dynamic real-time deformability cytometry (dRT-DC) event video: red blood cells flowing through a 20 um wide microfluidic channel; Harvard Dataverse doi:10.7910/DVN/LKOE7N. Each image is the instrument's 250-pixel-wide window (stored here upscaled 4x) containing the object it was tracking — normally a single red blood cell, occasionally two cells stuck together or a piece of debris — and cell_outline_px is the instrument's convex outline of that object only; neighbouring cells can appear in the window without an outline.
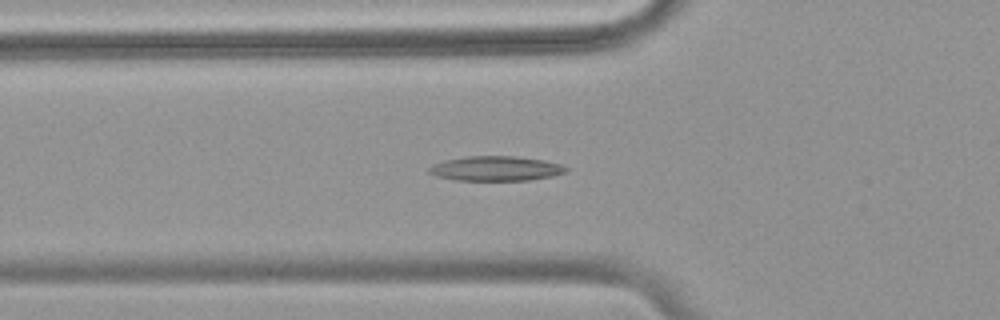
{"species": "common noctule bat (a hibernating species)", "species_latin": "Nyctalus noctula", "temperature_condition": "warm", "stored_images_in_passage": 39, "camera_frame_rate_fps": 3000, "um_per_image_px": 0.085, "animal": {"sex": "female", "body_mass_g": 18.4}, "frame": {"image": 1, "passage_image": 4, "time_ms": 1.0, "image_size_px": [1000, 320], "cell_outline_px": [[568, 172], [552, 176], [528, 180], [456, 180], [436, 176], [428, 172], [428, 168], [444, 160], [468, 156], [516, 156], [544, 160], [560, 164], [568, 168]], "centroid_in_image_um": [42.17, 14.32], "position_along_channel_um": 83.6, "area_um2": 19.65}}
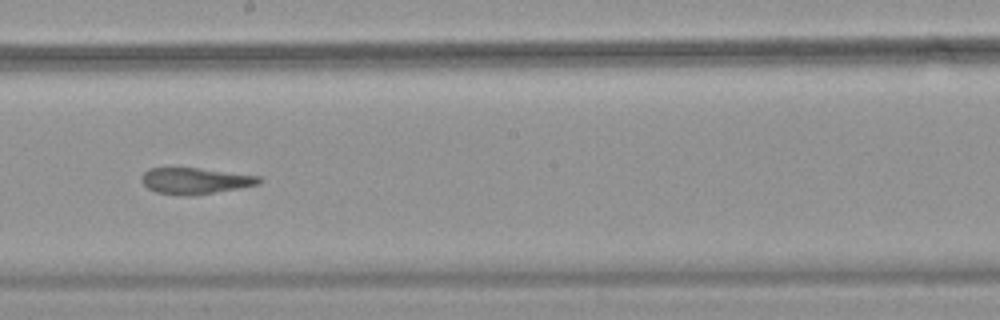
{"frame": {"image": 2, "passage_image": 16, "time_ms": 5.0, "image_size_px": [1000, 320], "cell_outline_px": [[264, 180], [260, 184], [192, 196], [156, 192], [148, 188], [140, 180], [140, 176], [148, 168], [200, 168], [260, 176]], "centroid_in_image_um": [16.59, 15.36], "position_along_channel_um": 231.6, "area_um2": 17.92}}
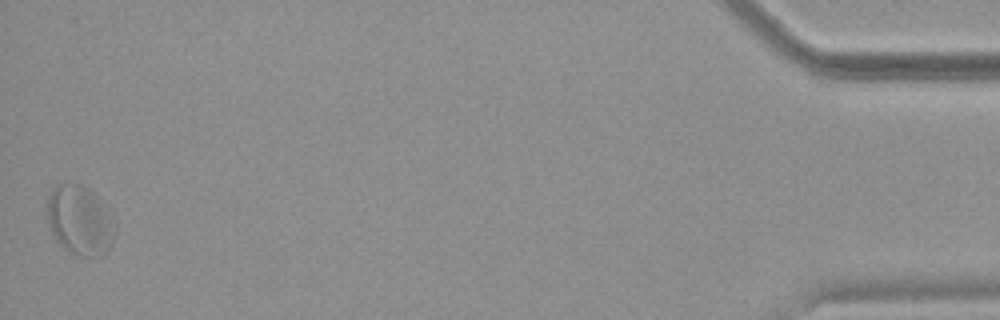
{"frame": {"image": 3, "passage_image": 39, "time_ms": 12.667, "image_size_px": [1000, 320], "cell_outline_px": [[116, 228], [112, 240], [104, 256], [84, 256], [72, 252], [64, 248], [56, 240], [48, 224], [48, 196], [52, 188], [56, 184], [80, 184], [88, 188], [92, 192], [116, 224]], "centroid_in_image_um": [6.77, 18.73], "position_along_channel_um": 428.4, "area_um2": 26.93}, "authors_computed_cell_mechanics": {"area_um2": 19.4786, "velocity_mm_per_s": 3.7028, "shape_relaxation_time_tau1_ms": null, "shape_relaxation_time_tau2_ms": 3.5358, "deformation_change_tau1": null, "deformation_change_tau2": 0.1172}}